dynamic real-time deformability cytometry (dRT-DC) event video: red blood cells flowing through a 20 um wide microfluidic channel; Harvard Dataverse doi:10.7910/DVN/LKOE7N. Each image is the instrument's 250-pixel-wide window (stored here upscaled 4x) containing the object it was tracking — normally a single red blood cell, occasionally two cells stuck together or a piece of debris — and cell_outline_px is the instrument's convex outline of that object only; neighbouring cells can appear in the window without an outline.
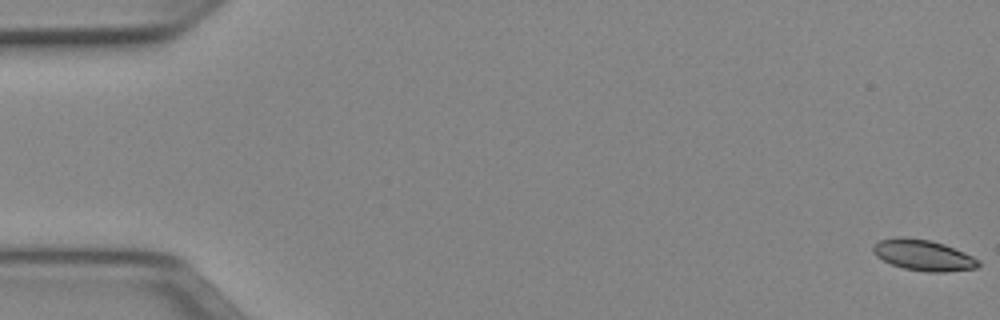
{"species": "Egyptian fruit bat (a non-hibernating species)", "species_latin": "Rousettus aegyptiacus", "temperature_condition": "cold", "stored_images_in_passage": 52, "camera_frame_rate_fps": 3000, "um_per_image_px": 0.085, "animal": {"sex": "female"}, "frame": {"image": 1, "passage_image": 1, "time_ms": 0.0, "image_size_px": [1000, 320], "cell_outline_px": [[980, 264], [976, 268], [944, 272], [928, 272], [904, 268], [892, 264], [876, 256], [872, 252], [872, 248], [880, 240], [904, 236], [932, 240], [944, 244], [964, 252], [980, 260]], "centroid_in_image_um": [78.5, 21.68], "position_along_channel_um": 6.5, "area_um2": 18.9}}
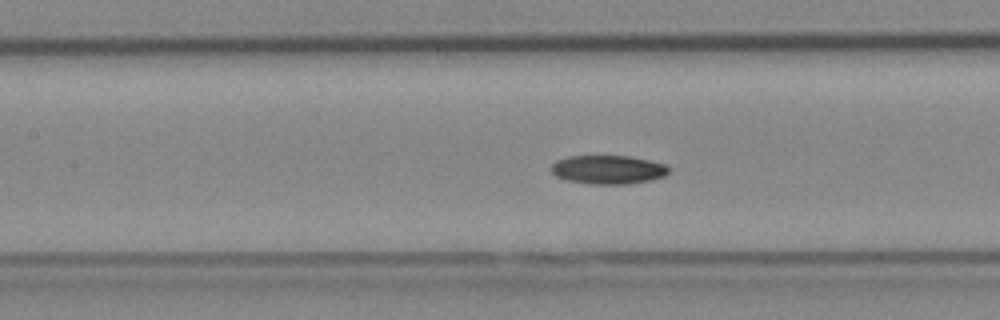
{"frame": {"image": 2, "passage_image": 24, "time_ms": 7.667, "image_size_px": [1000, 320], "cell_outline_px": [[668, 172], [664, 176], [648, 180], [628, 184], [592, 184], [568, 180], [556, 176], [552, 172], [552, 164], [556, 160], [568, 156], [628, 156], [668, 164]], "centroid_in_image_um": [51.69, 14.41], "position_along_channel_um": 155.7, "area_um2": 19.54}}
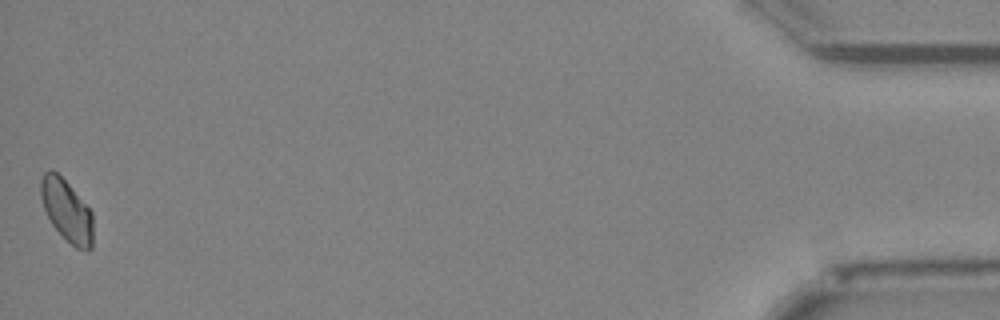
{"frame": {"image": 3, "passage_image": 52, "time_ms": 17.0, "image_size_px": [1000, 320], "cell_outline_px": [[92, 248], [88, 252], [76, 248], [52, 224], [44, 208], [40, 196], [40, 180], [44, 172], [52, 168], [68, 184], [92, 212]], "centroid_in_image_um": [5.66, 17.89], "position_along_channel_um": 429.5, "area_um2": 18.55}}